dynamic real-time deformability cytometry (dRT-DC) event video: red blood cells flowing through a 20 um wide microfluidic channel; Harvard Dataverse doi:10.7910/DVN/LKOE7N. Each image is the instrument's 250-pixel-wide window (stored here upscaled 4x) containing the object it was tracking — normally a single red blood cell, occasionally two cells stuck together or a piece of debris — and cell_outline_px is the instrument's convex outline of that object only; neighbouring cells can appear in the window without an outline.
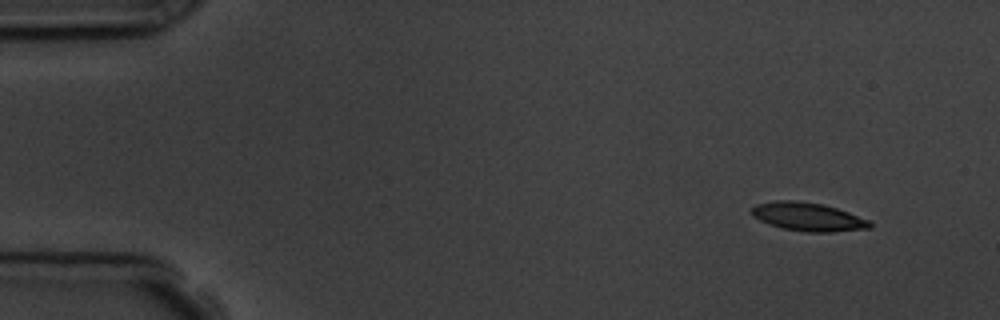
{"species": "common noctule bat (a hibernating species)", "species_latin": "Nyctalus noctula", "temperature_condition": "room temperature", "stored_images_in_passage": 4, "camera_frame_rate_fps": 3000, "um_per_image_px": 0.085, "animal": {"sex": "male", "body_mass_g": 19.5, "forearm_length_mm": 54.6}, "frame": {"image": 1, "passage_image": 1, "time_ms": 0.0, "image_size_px": [1000, 320], "cell_outline_px": [[872, 228], [832, 232], [808, 232], [784, 228], [768, 224], [752, 216], [752, 208], [756, 204], [776, 200], [796, 200], [820, 204], [836, 208], [848, 212], [868, 220], [872, 224]], "centroid_in_image_um": [68.67, 18.43], "position_along_channel_um": 16.3, "area_um2": 19.42}}
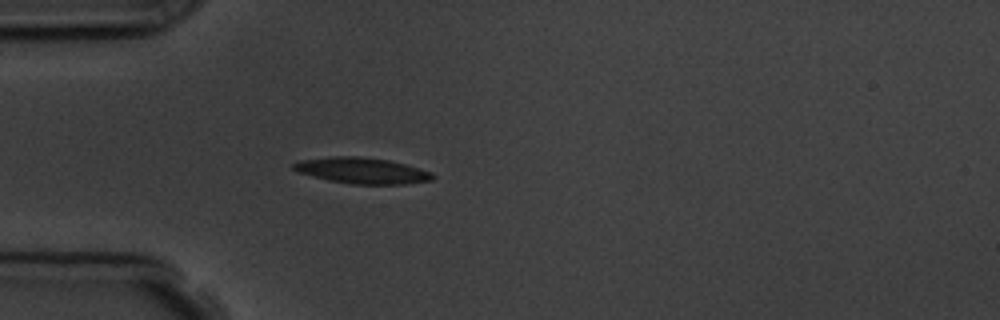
{"frame": {"image": 2, "passage_image": 4, "time_ms": 3.667, "image_size_px": [1000, 320], "cell_outline_px": [[436, 176], [432, 180], [404, 184], [352, 184], [328, 180], [296, 172], [292, 168], [292, 164], [300, 160], [336, 156], [356, 156], [388, 160], [404, 164], [432, 172]], "centroid_in_image_um": [30.75, 14.5], "position_along_channel_um": 54.2, "area_um2": 20.98}}